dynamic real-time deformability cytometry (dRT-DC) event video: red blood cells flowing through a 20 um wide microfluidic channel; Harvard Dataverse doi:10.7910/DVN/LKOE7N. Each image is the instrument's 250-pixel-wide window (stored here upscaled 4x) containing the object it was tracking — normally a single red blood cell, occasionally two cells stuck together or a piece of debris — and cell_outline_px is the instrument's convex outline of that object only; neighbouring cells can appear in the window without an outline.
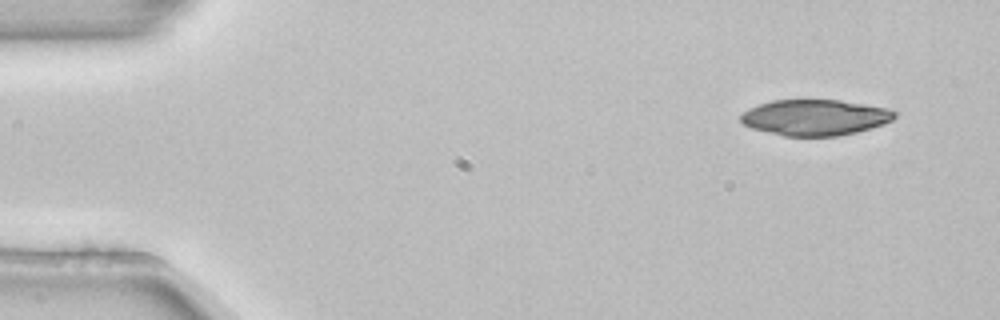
{"species": "common noctule bat (a hibernating species)", "species_latin": "Nyctalus noctula", "temperature_condition": "room temperature", "stored_images_in_passage": 5, "segment_of_instrument_passage": [2, 2], "camera_frame_rate_fps": 3000, "um_per_image_px": 0.085, "animal": {"sex": "female", "body_mass_g": 22.7, "forearm_length_mm": 54.2}, "frame": {"image": 1, "passage_image": 5, "time_ms": 1.333, "image_size_px": [1000, 320], "cell_outline_px": [[896, 116], [892, 120], [884, 124], [872, 128], [856, 132], [836, 136], [784, 136], [752, 128], [744, 124], [740, 120], [740, 116], [748, 108], [772, 100], [840, 100], [888, 108], [896, 112]], "centroid_in_image_um": [69.29, 9.98], "position_along_channel_um": 15.7, "area_um2": 32.14}}